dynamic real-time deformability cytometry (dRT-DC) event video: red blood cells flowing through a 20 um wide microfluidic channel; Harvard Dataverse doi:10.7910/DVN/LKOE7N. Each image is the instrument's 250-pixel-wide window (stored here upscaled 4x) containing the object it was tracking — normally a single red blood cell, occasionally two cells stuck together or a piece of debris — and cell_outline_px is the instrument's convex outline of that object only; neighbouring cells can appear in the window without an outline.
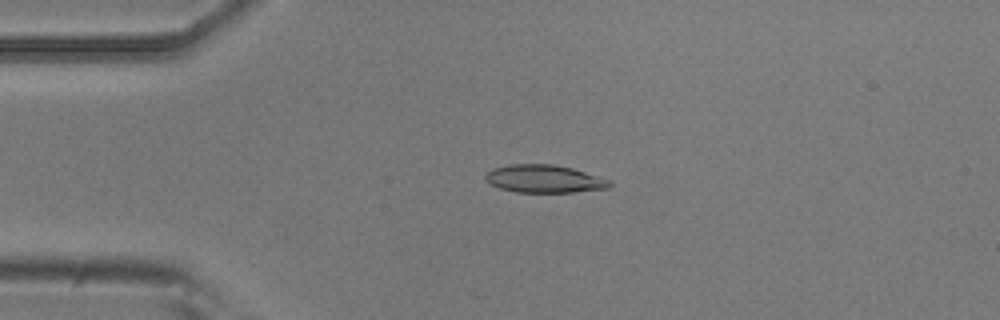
{"species": "common noctule bat (a hibernating species)", "species_latin": "Nyctalus noctula", "temperature_condition": "room temperature", "stored_images_in_passage": 6, "camera_frame_rate_fps": 3000, "um_per_image_px": 0.085, "animal": {"sex": "male", "body_mass_g": 20.5, "forearm_length_mm": 52.5}, "frame": {"image": 1, "passage_image": 4, "time_ms": 1.0, "image_size_px": [1000, 320], "cell_outline_px": [[612, 184], [608, 188], [572, 192], [516, 192], [500, 188], [484, 180], [484, 176], [492, 168], [508, 164], [552, 164], [572, 168], [612, 180]], "centroid_in_image_um": [46.26, 15.19], "position_along_channel_um": 38.7, "area_um2": 20.17}}
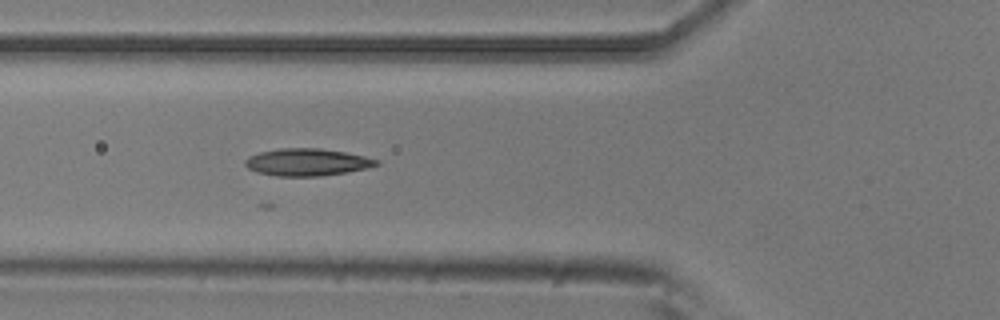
{"frame": {"image": 2, "passage_image": 6, "time_ms": 1.667, "image_size_px": [1000, 320], "cell_outline_px": [[380, 164], [368, 168], [320, 176], [276, 176], [256, 172], [248, 168], [244, 164], [244, 160], [248, 156], [260, 152], [280, 148], [320, 148], [344, 152], [364, 156], [380, 160]], "centroid_in_image_um": [26.08, 13.78], "position_along_channel_um": 99.7, "area_um2": 20.87}}